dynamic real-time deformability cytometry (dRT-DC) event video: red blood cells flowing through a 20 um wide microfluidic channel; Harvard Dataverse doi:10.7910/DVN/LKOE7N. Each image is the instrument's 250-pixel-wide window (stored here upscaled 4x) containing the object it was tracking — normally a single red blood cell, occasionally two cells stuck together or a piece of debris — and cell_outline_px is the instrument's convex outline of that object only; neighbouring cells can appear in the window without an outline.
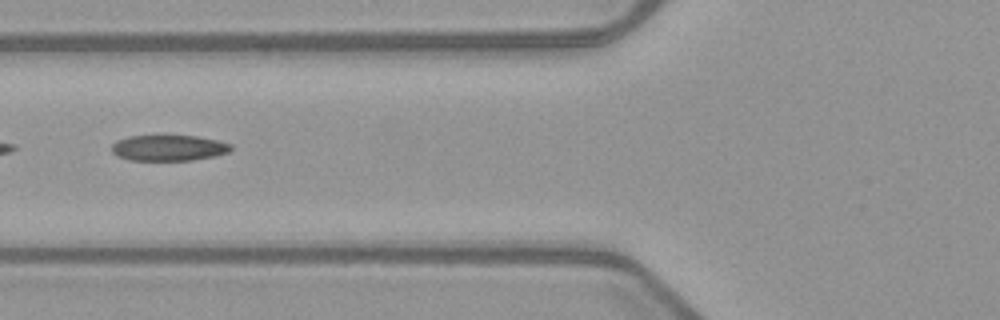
{"species": "common noctule bat (a hibernating species)", "species_latin": "Nyctalus noctula", "temperature_condition": "warm", "stored_images_in_passage": 36, "camera_frame_rate_fps": 3000, "um_per_image_px": 0.085, "animal": {"sex": "female", "body_mass_g": 21.9}, "frame": {"image": 1, "passage_image": 5, "time_ms": 1.333, "image_size_px": [1000, 320], "cell_outline_px": [[232, 148], [228, 152], [212, 156], [192, 160], [128, 160], [116, 156], [112, 152], [112, 144], [116, 140], [128, 136], [160, 132], [164, 132], [196, 136], [216, 140], [232, 144]], "centroid_in_image_um": [14.26, 12.51], "position_along_channel_um": 111.5, "area_um2": 18.9}}
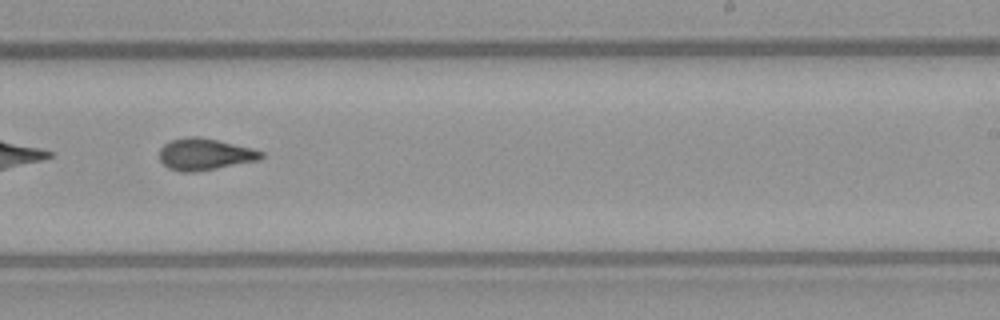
{"frame": {"image": 2, "passage_image": 17, "time_ms": 5.333, "image_size_px": [1000, 320], "cell_outline_px": [[264, 156], [260, 160], [196, 172], [180, 172], [168, 168], [160, 160], [160, 148], [168, 140], [188, 136], [196, 136], [216, 140], [252, 148], [264, 152]], "centroid_in_image_um": [17.4, 13.11], "position_along_channel_um": 271.6, "area_um2": 18.9}}
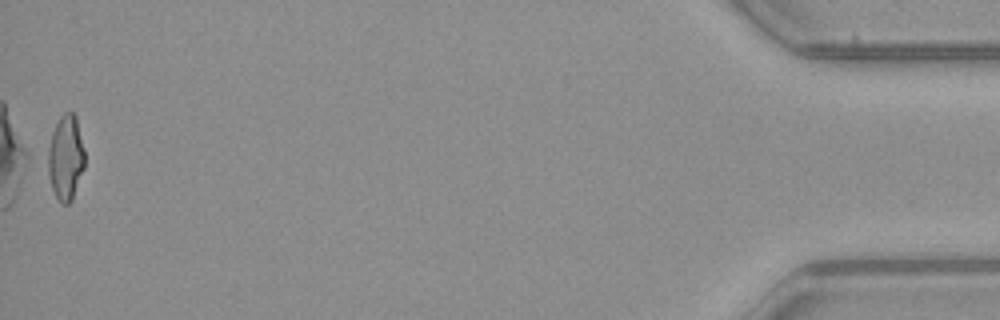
{"frame": {"image": 3, "passage_image": 36, "time_ms": 11.667, "image_size_px": [1000, 320], "cell_outline_px": [[84, 168], [72, 200], [68, 204], [60, 204], [52, 188], [40, 156], [60, 116], [64, 112], [72, 112], [76, 116], [84, 148]], "centroid_in_image_um": [5.48, 13.4], "position_along_channel_um": 429.7, "area_um2": 19.48}, "authors_computed_cell_mechanics": {"area_um2": 18.3804, "velocity_mm_per_s": 4.0008, "shape_relaxation_time_tau1_ms": null, "shape_relaxation_time_tau2_ms": 2.014, "deformation_change_tau1": null, "deformation_change_tau2": 0.0951}}